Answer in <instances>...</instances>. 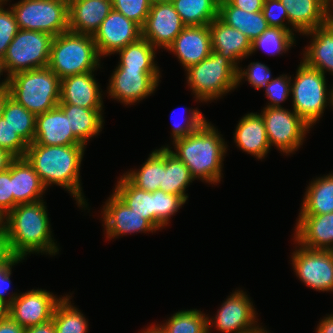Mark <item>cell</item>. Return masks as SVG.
Here are the masks:
<instances>
[{
  "label": "cell",
  "mask_w": 333,
  "mask_h": 333,
  "mask_svg": "<svg viewBox=\"0 0 333 333\" xmlns=\"http://www.w3.org/2000/svg\"><path fill=\"white\" fill-rule=\"evenodd\" d=\"M2 117L28 145L34 142L36 116L10 96Z\"/></svg>",
  "instance_id": "cell-37"
},
{
  "label": "cell",
  "mask_w": 333,
  "mask_h": 333,
  "mask_svg": "<svg viewBox=\"0 0 333 333\" xmlns=\"http://www.w3.org/2000/svg\"><path fill=\"white\" fill-rule=\"evenodd\" d=\"M253 302L243 290H235L222 303L214 318L208 317V333L211 326L223 333H250L259 327ZM210 318V319H209ZM257 320V321H256Z\"/></svg>",
  "instance_id": "cell-12"
},
{
  "label": "cell",
  "mask_w": 333,
  "mask_h": 333,
  "mask_svg": "<svg viewBox=\"0 0 333 333\" xmlns=\"http://www.w3.org/2000/svg\"><path fill=\"white\" fill-rule=\"evenodd\" d=\"M60 87L61 79L49 67L15 73L8 83L10 97L35 116L58 106Z\"/></svg>",
  "instance_id": "cell-4"
},
{
  "label": "cell",
  "mask_w": 333,
  "mask_h": 333,
  "mask_svg": "<svg viewBox=\"0 0 333 333\" xmlns=\"http://www.w3.org/2000/svg\"><path fill=\"white\" fill-rule=\"evenodd\" d=\"M16 158L11 152L0 148V172L9 169Z\"/></svg>",
  "instance_id": "cell-54"
},
{
  "label": "cell",
  "mask_w": 333,
  "mask_h": 333,
  "mask_svg": "<svg viewBox=\"0 0 333 333\" xmlns=\"http://www.w3.org/2000/svg\"><path fill=\"white\" fill-rule=\"evenodd\" d=\"M185 25L172 3L153 2L142 27V37L156 49H168Z\"/></svg>",
  "instance_id": "cell-16"
},
{
  "label": "cell",
  "mask_w": 333,
  "mask_h": 333,
  "mask_svg": "<svg viewBox=\"0 0 333 333\" xmlns=\"http://www.w3.org/2000/svg\"><path fill=\"white\" fill-rule=\"evenodd\" d=\"M260 115L266 128L270 147L276 146L284 154H293L303 144L310 126L293 110L264 107Z\"/></svg>",
  "instance_id": "cell-10"
},
{
  "label": "cell",
  "mask_w": 333,
  "mask_h": 333,
  "mask_svg": "<svg viewBox=\"0 0 333 333\" xmlns=\"http://www.w3.org/2000/svg\"><path fill=\"white\" fill-rule=\"evenodd\" d=\"M13 209L11 166L0 172V217L3 219Z\"/></svg>",
  "instance_id": "cell-48"
},
{
  "label": "cell",
  "mask_w": 333,
  "mask_h": 333,
  "mask_svg": "<svg viewBox=\"0 0 333 333\" xmlns=\"http://www.w3.org/2000/svg\"><path fill=\"white\" fill-rule=\"evenodd\" d=\"M218 18L228 26L241 31L251 42L270 27L262 11L247 12L233 6L228 0H219Z\"/></svg>",
  "instance_id": "cell-28"
},
{
  "label": "cell",
  "mask_w": 333,
  "mask_h": 333,
  "mask_svg": "<svg viewBox=\"0 0 333 333\" xmlns=\"http://www.w3.org/2000/svg\"><path fill=\"white\" fill-rule=\"evenodd\" d=\"M167 51L173 52L187 70L212 53L209 25L185 26Z\"/></svg>",
  "instance_id": "cell-18"
},
{
  "label": "cell",
  "mask_w": 333,
  "mask_h": 333,
  "mask_svg": "<svg viewBox=\"0 0 333 333\" xmlns=\"http://www.w3.org/2000/svg\"><path fill=\"white\" fill-rule=\"evenodd\" d=\"M3 72H6V68L3 62V59H0V77L3 75ZM10 77L7 76L4 81L0 82V90L8 88V83H9Z\"/></svg>",
  "instance_id": "cell-57"
},
{
  "label": "cell",
  "mask_w": 333,
  "mask_h": 333,
  "mask_svg": "<svg viewBox=\"0 0 333 333\" xmlns=\"http://www.w3.org/2000/svg\"><path fill=\"white\" fill-rule=\"evenodd\" d=\"M241 68L237 69V85L245 78L251 86L260 90L273 80L269 67L260 62H251L246 69Z\"/></svg>",
  "instance_id": "cell-42"
},
{
  "label": "cell",
  "mask_w": 333,
  "mask_h": 333,
  "mask_svg": "<svg viewBox=\"0 0 333 333\" xmlns=\"http://www.w3.org/2000/svg\"><path fill=\"white\" fill-rule=\"evenodd\" d=\"M233 6L247 12L262 11L264 0H228Z\"/></svg>",
  "instance_id": "cell-51"
},
{
  "label": "cell",
  "mask_w": 333,
  "mask_h": 333,
  "mask_svg": "<svg viewBox=\"0 0 333 333\" xmlns=\"http://www.w3.org/2000/svg\"><path fill=\"white\" fill-rule=\"evenodd\" d=\"M109 79L108 96L126 105H133L153 94L158 87L160 71H139L116 67Z\"/></svg>",
  "instance_id": "cell-13"
},
{
  "label": "cell",
  "mask_w": 333,
  "mask_h": 333,
  "mask_svg": "<svg viewBox=\"0 0 333 333\" xmlns=\"http://www.w3.org/2000/svg\"><path fill=\"white\" fill-rule=\"evenodd\" d=\"M186 71L187 84L196 101L216 100L237 88V68L217 52Z\"/></svg>",
  "instance_id": "cell-7"
},
{
  "label": "cell",
  "mask_w": 333,
  "mask_h": 333,
  "mask_svg": "<svg viewBox=\"0 0 333 333\" xmlns=\"http://www.w3.org/2000/svg\"><path fill=\"white\" fill-rule=\"evenodd\" d=\"M172 147H163V178L159 190L182 197L187 201L186 188L195 179L188 167L171 152Z\"/></svg>",
  "instance_id": "cell-30"
},
{
  "label": "cell",
  "mask_w": 333,
  "mask_h": 333,
  "mask_svg": "<svg viewBox=\"0 0 333 333\" xmlns=\"http://www.w3.org/2000/svg\"><path fill=\"white\" fill-rule=\"evenodd\" d=\"M9 96L8 88L0 90V118L3 115L4 107Z\"/></svg>",
  "instance_id": "cell-56"
},
{
  "label": "cell",
  "mask_w": 333,
  "mask_h": 333,
  "mask_svg": "<svg viewBox=\"0 0 333 333\" xmlns=\"http://www.w3.org/2000/svg\"><path fill=\"white\" fill-rule=\"evenodd\" d=\"M53 38L45 32L19 29L3 58L6 75L48 67Z\"/></svg>",
  "instance_id": "cell-9"
},
{
  "label": "cell",
  "mask_w": 333,
  "mask_h": 333,
  "mask_svg": "<svg viewBox=\"0 0 333 333\" xmlns=\"http://www.w3.org/2000/svg\"><path fill=\"white\" fill-rule=\"evenodd\" d=\"M28 144L11 128L8 122L0 118V148L16 157H24Z\"/></svg>",
  "instance_id": "cell-45"
},
{
  "label": "cell",
  "mask_w": 333,
  "mask_h": 333,
  "mask_svg": "<svg viewBox=\"0 0 333 333\" xmlns=\"http://www.w3.org/2000/svg\"><path fill=\"white\" fill-rule=\"evenodd\" d=\"M299 214H327L333 212V173L317 177L309 183Z\"/></svg>",
  "instance_id": "cell-31"
},
{
  "label": "cell",
  "mask_w": 333,
  "mask_h": 333,
  "mask_svg": "<svg viewBox=\"0 0 333 333\" xmlns=\"http://www.w3.org/2000/svg\"><path fill=\"white\" fill-rule=\"evenodd\" d=\"M61 299L47 290L32 289L19 293L9 305L8 315L24 328L42 324L52 319Z\"/></svg>",
  "instance_id": "cell-14"
},
{
  "label": "cell",
  "mask_w": 333,
  "mask_h": 333,
  "mask_svg": "<svg viewBox=\"0 0 333 333\" xmlns=\"http://www.w3.org/2000/svg\"><path fill=\"white\" fill-rule=\"evenodd\" d=\"M172 142L175 151L171 152L188 167L194 179L214 185L221 181L228 145L210 122Z\"/></svg>",
  "instance_id": "cell-3"
},
{
  "label": "cell",
  "mask_w": 333,
  "mask_h": 333,
  "mask_svg": "<svg viewBox=\"0 0 333 333\" xmlns=\"http://www.w3.org/2000/svg\"><path fill=\"white\" fill-rule=\"evenodd\" d=\"M141 333H163V331L157 325H150L145 330L141 331Z\"/></svg>",
  "instance_id": "cell-59"
},
{
  "label": "cell",
  "mask_w": 333,
  "mask_h": 333,
  "mask_svg": "<svg viewBox=\"0 0 333 333\" xmlns=\"http://www.w3.org/2000/svg\"><path fill=\"white\" fill-rule=\"evenodd\" d=\"M186 201L174 194L163 190L154 191V228L162 229L169 224L171 216H174Z\"/></svg>",
  "instance_id": "cell-40"
},
{
  "label": "cell",
  "mask_w": 333,
  "mask_h": 333,
  "mask_svg": "<svg viewBox=\"0 0 333 333\" xmlns=\"http://www.w3.org/2000/svg\"><path fill=\"white\" fill-rule=\"evenodd\" d=\"M234 142L239 149L252 154L257 159H264L271 149L265 123L262 116L256 113H247L237 124L234 133Z\"/></svg>",
  "instance_id": "cell-26"
},
{
  "label": "cell",
  "mask_w": 333,
  "mask_h": 333,
  "mask_svg": "<svg viewBox=\"0 0 333 333\" xmlns=\"http://www.w3.org/2000/svg\"><path fill=\"white\" fill-rule=\"evenodd\" d=\"M44 200L18 204L2 221L7 230L11 252L24 259L31 253L56 255L47 206Z\"/></svg>",
  "instance_id": "cell-2"
},
{
  "label": "cell",
  "mask_w": 333,
  "mask_h": 333,
  "mask_svg": "<svg viewBox=\"0 0 333 333\" xmlns=\"http://www.w3.org/2000/svg\"><path fill=\"white\" fill-rule=\"evenodd\" d=\"M262 13L270 27L292 30L287 26L289 25L287 10L279 0H264Z\"/></svg>",
  "instance_id": "cell-46"
},
{
  "label": "cell",
  "mask_w": 333,
  "mask_h": 333,
  "mask_svg": "<svg viewBox=\"0 0 333 333\" xmlns=\"http://www.w3.org/2000/svg\"><path fill=\"white\" fill-rule=\"evenodd\" d=\"M250 333H269V331L265 330L264 328H262V326L258 327L256 330L250 332Z\"/></svg>",
  "instance_id": "cell-60"
},
{
  "label": "cell",
  "mask_w": 333,
  "mask_h": 333,
  "mask_svg": "<svg viewBox=\"0 0 333 333\" xmlns=\"http://www.w3.org/2000/svg\"><path fill=\"white\" fill-rule=\"evenodd\" d=\"M85 145H28L25 158L32 165L46 189L52 184L67 190L79 207H87L81 187L80 167Z\"/></svg>",
  "instance_id": "cell-1"
},
{
  "label": "cell",
  "mask_w": 333,
  "mask_h": 333,
  "mask_svg": "<svg viewBox=\"0 0 333 333\" xmlns=\"http://www.w3.org/2000/svg\"><path fill=\"white\" fill-rule=\"evenodd\" d=\"M24 333H56L53 319L24 329Z\"/></svg>",
  "instance_id": "cell-53"
},
{
  "label": "cell",
  "mask_w": 333,
  "mask_h": 333,
  "mask_svg": "<svg viewBox=\"0 0 333 333\" xmlns=\"http://www.w3.org/2000/svg\"><path fill=\"white\" fill-rule=\"evenodd\" d=\"M142 37V28L114 9L93 35L100 57L115 54L119 49Z\"/></svg>",
  "instance_id": "cell-15"
},
{
  "label": "cell",
  "mask_w": 333,
  "mask_h": 333,
  "mask_svg": "<svg viewBox=\"0 0 333 333\" xmlns=\"http://www.w3.org/2000/svg\"><path fill=\"white\" fill-rule=\"evenodd\" d=\"M189 109V115L186 116L185 122L177 123L174 122L173 128H172V140H176L178 138L185 137L189 135L190 133L195 132L198 128H200L207 120L204 118L203 114L198 110V108H184L185 111H188ZM174 114V111L171 112V119L172 115ZM188 117V118H187ZM177 123V124H176Z\"/></svg>",
  "instance_id": "cell-47"
},
{
  "label": "cell",
  "mask_w": 333,
  "mask_h": 333,
  "mask_svg": "<svg viewBox=\"0 0 333 333\" xmlns=\"http://www.w3.org/2000/svg\"><path fill=\"white\" fill-rule=\"evenodd\" d=\"M291 76L285 74L279 77L273 78L266 86L265 89L266 97L269 99L266 107L282 108L281 102H284L289 94H291Z\"/></svg>",
  "instance_id": "cell-44"
},
{
  "label": "cell",
  "mask_w": 333,
  "mask_h": 333,
  "mask_svg": "<svg viewBox=\"0 0 333 333\" xmlns=\"http://www.w3.org/2000/svg\"><path fill=\"white\" fill-rule=\"evenodd\" d=\"M71 297L63 296L55 307L52 319L56 333H87L88 320L73 303L71 304Z\"/></svg>",
  "instance_id": "cell-36"
},
{
  "label": "cell",
  "mask_w": 333,
  "mask_h": 333,
  "mask_svg": "<svg viewBox=\"0 0 333 333\" xmlns=\"http://www.w3.org/2000/svg\"><path fill=\"white\" fill-rule=\"evenodd\" d=\"M171 3L185 26L209 25L218 17L219 0H173Z\"/></svg>",
  "instance_id": "cell-34"
},
{
  "label": "cell",
  "mask_w": 333,
  "mask_h": 333,
  "mask_svg": "<svg viewBox=\"0 0 333 333\" xmlns=\"http://www.w3.org/2000/svg\"><path fill=\"white\" fill-rule=\"evenodd\" d=\"M316 333H333V314L324 317L319 322Z\"/></svg>",
  "instance_id": "cell-55"
},
{
  "label": "cell",
  "mask_w": 333,
  "mask_h": 333,
  "mask_svg": "<svg viewBox=\"0 0 333 333\" xmlns=\"http://www.w3.org/2000/svg\"><path fill=\"white\" fill-rule=\"evenodd\" d=\"M24 327L15 322L9 315L0 320V333H24Z\"/></svg>",
  "instance_id": "cell-52"
},
{
  "label": "cell",
  "mask_w": 333,
  "mask_h": 333,
  "mask_svg": "<svg viewBox=\"0 0 333 333\" xmlns=\"http://www.w3.org/2000/svg\"><path fill=\"white\" fill-rule=\"evenodd\" d=\"M325 77L301 60L294 80L291 79L293 111L311 128L322 117L327 105L333 107V87L328 91Z\"/></svg>",
  "instance_id": "cell-6"
},
{
  "label": "cell",
  "mask_w": 333,
  "mask_h": 333,
  "mask_svg": "<svg viewBox=\"0 0 333 333\" xmlns=\"http://www.w3.org/2000/svg\"><path fill=\"white\" fill-rule=\"evenodd\" d=\"M296 34L292 30L269 27L258 38L252 41L251 54L259 48L274 56L286 53L296 42Z\"/></svg>",
  "instance_id": "cell-39"
},
{
  "label": "cell",
  "mask_w": 333,
  "mask_h": 333,
  "mask_svg": "<svg viewBox=\"0 0 333 333\" xmlns=\"http://www.w3.org/2000/svg\"><path fill=\"white\" fill-rule=\"evenodd\" d=\"M11 9L19 29L41 31L53 37L69 31L65 0H20Z\"/></svg>",
  "instance_id": "cell-8"
},
{
  "label": "cell",
  "mask_w": 333,
  "mask_h": 333,
  "mask_svg": "<svg viewBox=\"0 0 333 333\" xmlns=\"http://www.w3.org/2000/svg\"><path fill=\"white\" fill-rule=\"evenodd\" d=\"M40 145H83L72 133L69 118L55 108L36 116L34 142Z\"/></svg>",
  "instance_id": "cell-20"
},
{
  "label": "cell",
  "mask_w": 333,
  "mask_h": 333,
  "mask_svg": "<svg viewBox=\"0 0 333 333\" xmlns=\"http://www.w3.org/2000/svg\"><path fill=\"white\" fill-rule=\"evenodd\" d=\"M13 209L18 204L43 200L47 190L32 165L25 157H17L11 164Z\"/></svg>",
  "instance_id": "cell-25"
},
{
  "label": "cell",
  "mask_w": 333,
  "mask_h": 333,
  "mask_svg": "<svg viewBox=\"0 0 333 333\" xmlns=\"http://www.w3.org/2000/svg\"><path fill=\"white\" fill-rule=\"evenodd\" d=\"M18 31L19 26L11 7L5 9L3 4H0V59L5 57L8 46Z\"/></svg>",
  "instance_id": "cell-43"
},
{
  "label": "cell",
  "mask_w": 333,
  "mask_h": 333,
  "mask_svg": "<svg viewBox=\"0 0 333 333\" xmlns=\"http://www.w3.org/2000/svg\"><path fill=\"white\" fill-rule=\"evenodd\" d=\"M207 319L208 315L200 310H181L157 326L163 333H208Z\"/></svg>",
  "instance_id": "cell-38"
},
{
  "label": "cell",
  "mask_w": 333,
  "mask_h": 333,
  "mask_svg": "<svg viewBox=\"0 0 333 333\" xmlns=\"http://www.w3.org/2000/svg\"><path fill=\"white\" fill-rule=\"evenodd\" d=\"M113 193L154 227V192L134 186L122 175L117 181Z\"/></svg>",
  "instance_id": "cell-32"
},
{
  "label": "cell",
  "mask_w": 333,
  "mask_h": 333,
  "mask_svg": "<svg viewBox=\"0 0 333 333\" xmlns=\"http://www.w3.org/2000/svg\"><path fill=\"white\" fill-rule=\"evenodd\" d=\"M123 175L140 189L148 192L159 190L163 178V146L152 151L140 169Z\"/></svg>",
  "instance_id": "cell-35"
},
{
  "label": "cell",
  "mask_w": 333,
  "mask_h": 333,
  "mask_svg": "<svg viewBox=\"0 0 333 333\" xmlns=\"http://www.w3.org/2000/svg\"><path fill=\"white\" fill-rule=\"evenodd\" d=\"M22 260L24 259L14 256L9 262L0 266V300L8 306L19 295L18 293H13L9 296L8 299L4 296L10 288L12 266L20 263Z\"/></svg>",
  "instance_id": "cell-49"
},
{
  "label": "cell",
  "mask_w": 333,
  "mask_h": 333,
  "mask_svg": "<svg viewBox=\"0 0 333 333\" xmlns=\"http://www.w3.org/2000/svg\"><path fill=\"white\" fill-rule=\"evenodd\" d=\"M330 18H329V20L331 21V23L333 24V0H331V2H330ZM332 10V11H331Z\"/></svg>",
  "instance_id": "cell-61"
},
{
  "label": "cell",
  "mask_w": 333,
  "mask_h": 333,
  "mask_svg": "<svg viewBox=\"0 0 333 333\" xmlns=\"http://www.w3.org/2000/svg\"><path fill=\"white\" fill-rule=\"evenodd\" d=\"M100 59L92 35L67 31L53 38L48 67L63 79L94 72Z\"/></svg>",
  "instance_id": "cell-5"
},
{
  "label": "cell",
  "mask_w": 333,
  "mask_h": 333,
  "mask_svg": "<svg viewBox=\"0 0 333 333\" xmlns=\"http://www.w3.org/2000/svg\"><path fill=\"white\" fill-rule=\"evenodd\" d=\"M104 221L103 227L106 230V238H116L126 234L157 231L145 218L130 209L114 193L105 202L102 208Z\"/></svg>",
  "instance_id": "cell-17"
},
{
  "label": "cell",
  "mask_w": 333,
  "mask_h": 333,
  "mask_svg": "<svg viewBox=\"0 0 333 333\" xmlns=\"http://www.w3.org/2000/svg\"><path fill=\"white\" fill-rule=\"evenodd\" d=\"M8 305L0 300V320L8 316Z\"/></svg>",
  "instance_id": "cell-58"
},
{
  "label": "cell",
  "mask_w": 333,
  "mask_h": 333,
  "mask_svg": "<svg viewBox=\"0 0 333 333\" xmlns=\"http://www.w3.org/2000/svg\"><path fill=\"white\" fill-rule=\"evenodd\" d=\"M288 13L292 32L300 34L324 26L330 18L331 0H279Z\"/></svg>",
  "instance_id": "cell-23"
},
{
  "label": "cell",
  "mask_w": 333,
  "mask_h": 333,
  "mask_svg": "<svg viewBox=\"0 0 333 333\" xmlns=\"http://www.w3.org/2000/svg\"><path fill=\"white\" fill-rule=\"evenodd\" d=\"M69 118L73 135L87 145L90 138L97 136L103 127V109H87L73 104H58Z\"/></svg>",
  "instance_id": "cell-29"
},
{
  "label": "cell",
  "mask_w": 333,
  "mask_h": 333,
  "mask_svg": "<svg viewBox=\"0 0 333 333\" xmlns=\"http://www.w3.org/2000/svg\"><path fill=\"white\" fill-rule=\"evenodd\" d=\"M212 51L229 60L237 69L243 58L250 56L252 42L241 31L228 26L218 17L210 24Z\"/></svg>",
  "instance_id": "cell-21"
},
{
  "label": "cell",
  "mask_w": 333,
  "mask_h": 333,
  "mask_svg": "<svg viewBox=\"0 0 333 333\" xmlns=\"http://www.w3.org/2000/svg\"><path fill=\"white\" fill-rule=\"evenodd\" d=\"M152 3V0H112L115 11L122 13L141 28L146 22Z\"/></svg>",
  "instance_id": "cell-41"
},
{
  "label": "cell",
  "mask_w": 333,
  "mask_h": 333,
  "mask_svg": "<svg viewBox=\"0 0 333 333\" xmlns=\"http://www.w3.org/2000/svg\"><path fill=\"white\" fill-rule=\"evenodd\" d=\"M294 241L309 249L333 250V212L299 214Z\"/></svg>",
  "instance_id": "cell-19"
},
{
  "label": "cell",
  "mask_w": 333,
  "mask_h": 333,
  "mask_svg": "<svg viewBox=\"0 0 333 333\" xmlns=\"http://www.w3.org/2000/svg\"><path fill=\"white\" fill-rule=\"evenodd\" d=\"M302 35L310 36L311 44L303 50V59L308 66L325 74L333 75V24L329 20L324 26L317 27Z\"/></svg>",
  "instance_id": "cell-27"
},
{
  "label": "cell",
  "mask_w": 333,
  "mask_h": 333,
  "mask_svg": "<svg viewBox=\"0 0 333 333\" xmlns=\"http://www.w3.org/2000/svg\"><path fill=\"white\" fill-rule=\"evenodd\" d=\"M297 244L291 264L298 279L313 290L333 292V251L309 249Z\"/></svg>",
  "instance_id": "cell-11"
},
{
  "label": "cell",
  "mask_w": 333,
  "mask_h": 333,
  "mask_svg": "<svg viewBox=\"0 0 333 333\" xmlns=\"http://www.w3.org/2000/svg\"><path fill=\"white\" fill-rule=\"evenodd\" d=\"M14 257L10 249L9 238L4 222L0 221V266Z\"/></svg>",
  "instance_id": "cell-50"
},
{
  "label": "cell",
  "mask_w": 333,
  "mask_h": 333,
  "mask_svg": "<svg viewBox=\"0 0 333 333\" xmlns=\"http://www.w3.org/2000/svg\"><path fill=\"white\" fill-rule=\"evenodd\" d=\"M112 10V0H71L68 2L69 31L93 36Z\"/></svg>",
  "instance_id": "cell-24"
},
{
  "label": "cell",
  "mask_w": 333,
  "mask_h": 333,
  "mask_svg": "<svg viewBox=\"0 0 333 333\" xmlns=\"http://www.w3.org/2000/svg\"><path fill=\"white\" fill-rule=\"evenodd\" d=\"M153 2H169L171 3L173 0H152Z\"/></svg>",
  "instance_id": "cell-62"
},
{
  "label": "cell",
  "mask_w": 333,
  "mask_h": 333,
  "mask_svg": "<svg viewBox=\"0 0 333 333\" xmlns=\"http://www.w3.org/2000/svg\"><path fill=\"white\" fill-rule=\"evenodd\" d=\"M156 50L149 41L141 37L116 52L120 56L117 67L139 71H160L154 60Z\"/></svg>",
  "instance_id": "cell-33"
},
{
  "label": "cell",
  "mask_w": 333,
  "mask_h": 333,
  "mask_svg": "<svg viewBox=\"0 0 333 333\" xmlns=\"http://www.w3.org/2000/svg\"><path fill=\"white\" fill-rule=\"evenodd\" d=\"M7 1H9V0H0V4H3V5L5 4V5H6V4H7ZM5 2H6V3H5Z\"/></svg>",
  "instance_id": "cell-63"
},
{
  "label": "cell",
  "mask_w": 333,
  "mask_h": 333,
  "mask_svg": "<svg viewBox=\"0 0 333 333\" xmlns=\"http://www.w3.org/2000/svg\"><path fill=\"white\" fill-rule=\"evenodd\" d=\"M93 73L87 72L61 79L59 104H73L87 109H103V94Z\"/></svg>",
  "instance_id": "cell-22"
}]
</instances>
